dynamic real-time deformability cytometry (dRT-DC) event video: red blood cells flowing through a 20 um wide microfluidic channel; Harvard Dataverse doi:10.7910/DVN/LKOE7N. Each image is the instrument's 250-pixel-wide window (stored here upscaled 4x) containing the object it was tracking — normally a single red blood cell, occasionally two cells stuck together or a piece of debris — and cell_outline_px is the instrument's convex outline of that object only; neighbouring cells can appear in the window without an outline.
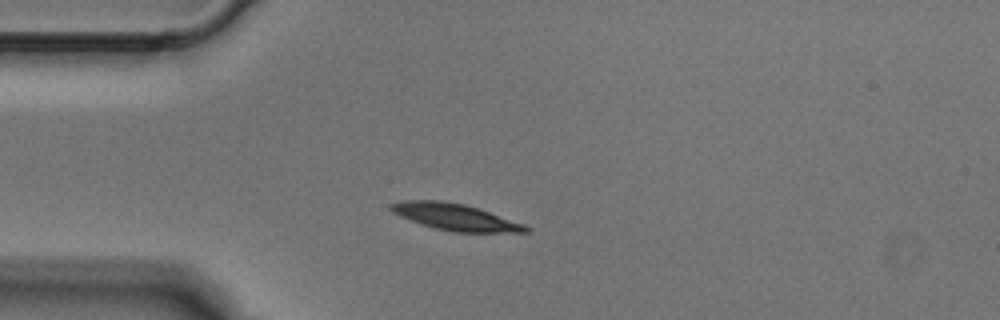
{"species": "Egyptian fruit bat (a non-hibernating species)", "species_latin": "Rousettus aegyptiacus", "temperature_condition": "cold", "stored_images_in_passage": 3, "camera_frame_rate_fps": 3000, "um_per_image_px": 0.085, "animal": {"sex": "male"}, "frame": {"image": 1, "passage_image": 3, "time_ms": 0.667, "image_size_px": [1000, 320], "cell_outline_px": [[532, 232], [452, 232], [420, 224], [400, 216], [392, 212], [388, 208], [388, 204], [404, 200], [440, 200], [464, 204], [524, 224], [532, 228]], "centroid_in_image_um": [38.66, 18.44], "position_along_channel_um": 46.3, "area_um2": 20.81}}